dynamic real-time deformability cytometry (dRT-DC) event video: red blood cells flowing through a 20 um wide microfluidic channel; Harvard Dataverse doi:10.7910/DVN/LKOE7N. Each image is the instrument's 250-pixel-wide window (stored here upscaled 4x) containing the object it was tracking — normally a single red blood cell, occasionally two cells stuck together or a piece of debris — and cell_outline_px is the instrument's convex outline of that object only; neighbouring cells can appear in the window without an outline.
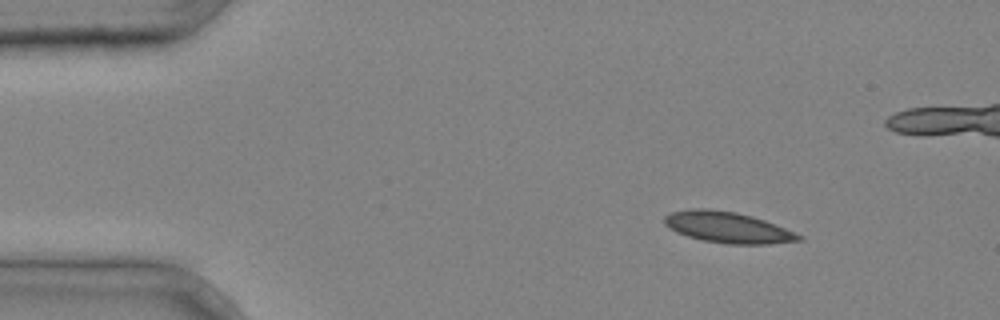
{"species": "common noctule bat (a hibernating species)", "species_latin": "Nyctalus noctula", "temperature_condition": "cold", "stored_images_in_passage": 38, "camera_frame_rate_fps": 3000, "um_per_image_px": 0.085, "animal": {"sex": "male", "body_mass_g": 20.4}, "frame": {"image": 1, "passage_image": 5, "time_ms": 1.333, "image_size_px": [1000, 320], "cell_outline_px": [[804, 240], [768, 244], [728, 244], [704, 240], [688, 236], [676, 232], [664, 224], [664, 216], [672, 212], [688, 208], [708, 208], [736, 212], [752, 216], [764, 220], [804, 236]], "centroid_in_image_um": [61.85, 19.32], "position_along_channel_um": 23.2, "area_um2": 24.28}}
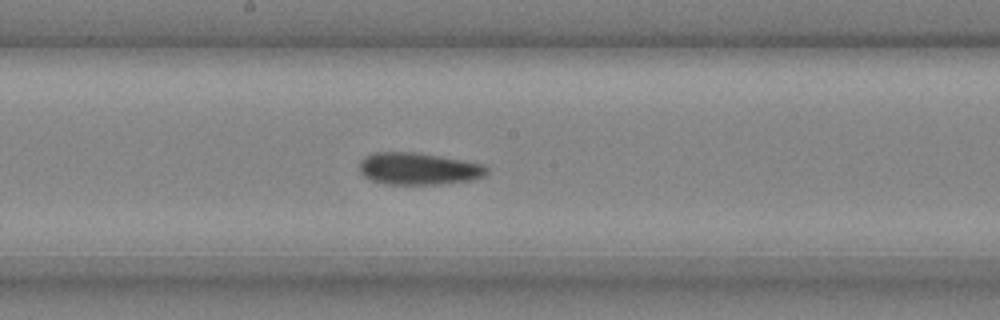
{"frame": {"image": 2, "passage_image": 22, "time_ms": 7.0, "image_size_px": [1000, 320], "cell_outline_px": [[488, 172], [484, 176], [472, 180], [440, 184], [384, 184], [372, 180], [364, 176], [360, 172], [360, 160], [364, 156], [372, 152], [412, 152], [440, 156], [484, 164], [488, 168]], "centroid_in_image_um": [35.56, 14.34], "position_along_channel_um": 212.6, "area_um2": 23.87}}
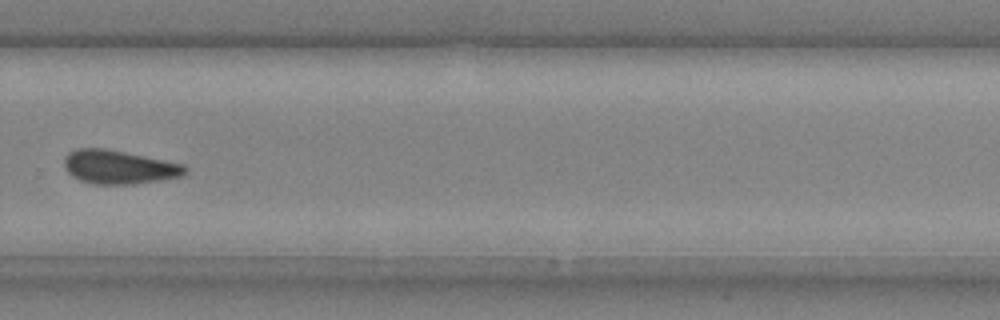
{"frame": {"image": 3, "passage_image": 29, "time_ms": 9.333, "image_size_px": [1000, 320], "cell_outline_px": [[188, 172], [184, 176], [160, 180], [132, 184], [92, 184], [80, 180], [72, 176], [64, 168], [64, 156], [68, 152], [76, 148], [100, 148], [124, 152], [184, 164], [188, 168]], "centroid_in_image_um": [10.1, 14.2], "position_along_channel_um": 319.7, "area_um2": 23.81}}